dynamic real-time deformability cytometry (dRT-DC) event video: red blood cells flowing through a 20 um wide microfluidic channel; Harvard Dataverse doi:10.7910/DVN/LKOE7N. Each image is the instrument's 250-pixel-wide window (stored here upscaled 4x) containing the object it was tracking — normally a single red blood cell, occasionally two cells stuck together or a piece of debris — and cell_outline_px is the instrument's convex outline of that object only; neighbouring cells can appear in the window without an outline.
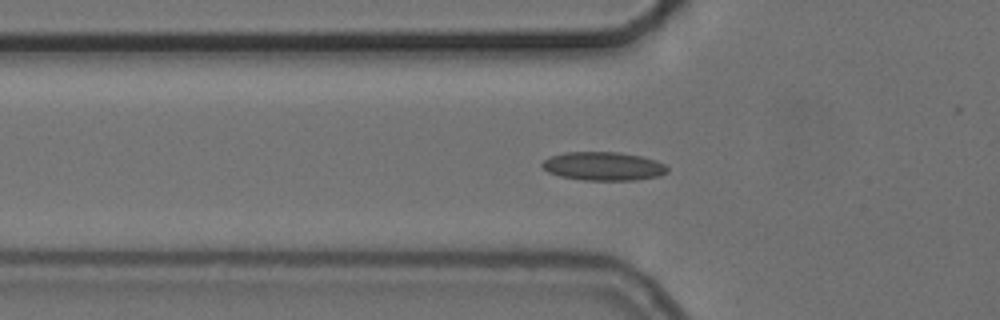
{"species": "common noctule bat (a hibernating species)", "species_latin": "Nyctalus noctula", "temperature_condition": "cold", "stored_images_in_passage": 35, "camera_frame_rate_fps": 3000, "um_per_image_px": 0.085, "animal": {"sex": "female", "body_mass_g": 24.6, "forearm_length_mm": 56.2}, "frame": {"image": 1, "passage_image": 2, "time_ms": 0.333, "image_size_px": [1000, 320], "cell_outline_px": [[668, 172], [660, 176], [636, 180], [584, 180], [560, 176], [548, 172], [540, 164], [544, 160], [552, 156], [564, 152], [620, 152], [640, 156], [656, 160], [664, 164], [668, 168]], "centroid_in_image_um": [51.31, 14.13], "position_along_channel_um": 74.5, "area_um2": 20.87}}
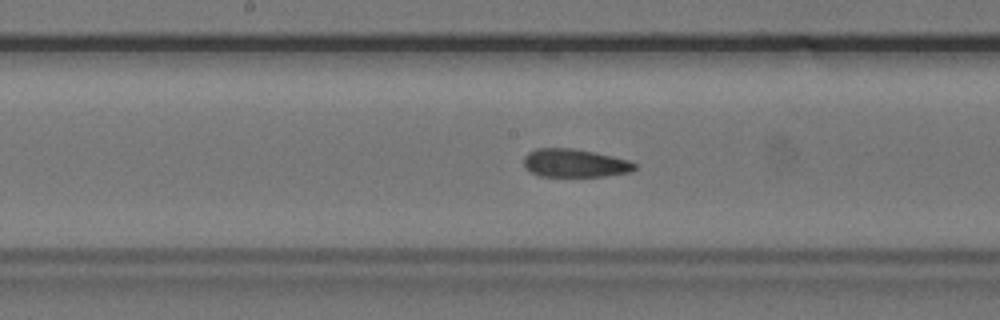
{"frame": {"image": 2, "passage_image": 12, "time_ms": 3.667, "image_size_px": [1000, 320], "cell_outline_px": [[636, 168], [632, 172], [604, 176], [540, 176], [524, 168], [524, 156], [528, 152], [536, 148], [572, 148], [612, 156], [628, 160], [636, 164]], "centroid_in_image_um": [48.84, 13.86], "position_along_channel_um": 199.4, "area_um2": 18.21}}
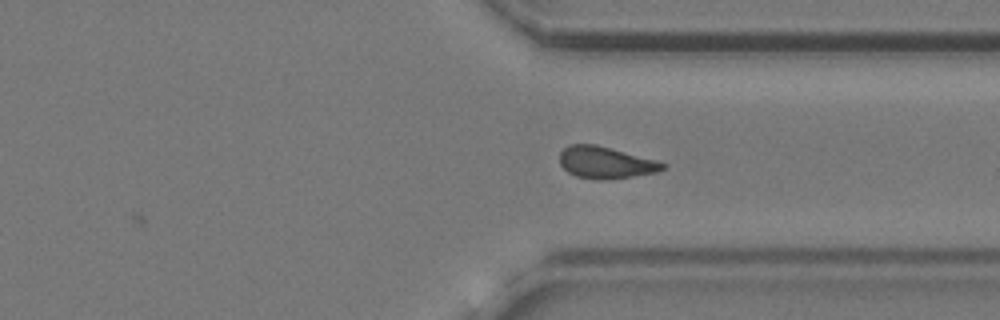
{"frame": {"image": 3, "passage_image": 25, "time_ms": 8.0, "image_size_px": [1000, 320], "cell_outline_px": [[668, 168], [656, 172], [608, 180], [596, 180], [576, 176], [568, 172], [560, 164], [560, 152], [568, 144], [596, 144], [656, 160], [668, 164]], "centroid_in_image_um": [51.49, 13.82], "position_along_channel_um": 359.9, "area_um2": 19.25}, "authors_computed_cell_mechanics": {"area_um2": 18.5538, "velocity_mm_per_s": 3.7152, "shape_relaxation_time_tau1_ms": null, "shape_relaxation_time_tau2_ms": 2.0253, "deformation_change_tau1": null, "deformation_change_tau2": 0.1049}}